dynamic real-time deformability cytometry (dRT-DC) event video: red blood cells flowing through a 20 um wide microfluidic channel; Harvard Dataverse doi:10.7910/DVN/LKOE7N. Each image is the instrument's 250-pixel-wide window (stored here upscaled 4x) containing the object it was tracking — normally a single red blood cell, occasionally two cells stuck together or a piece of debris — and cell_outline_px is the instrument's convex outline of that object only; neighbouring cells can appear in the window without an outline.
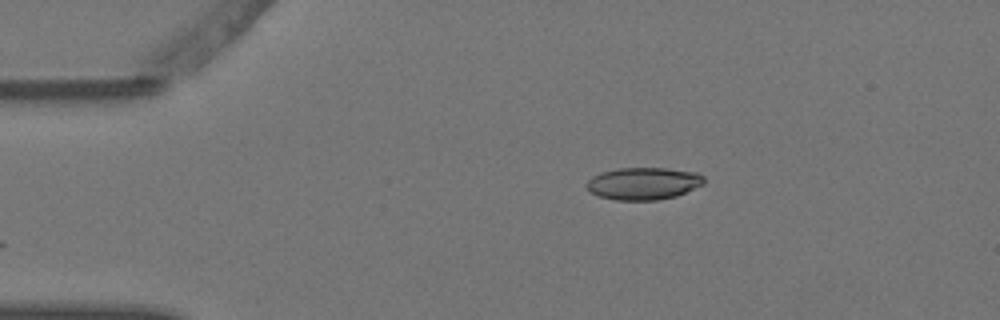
{"species": "Egyptian fruit bat (a non-hibernating species)", "species_latin": "Rousettus aegyptiacus", "temperature_condition": "warm", "stored_images_in_passage": 2, "camera_frame_rate_fps": 3000, "um_per_image_px": 0.085, "animal": {"sex": "female"}, "frame": {"image": 1, "passage_image": 2, "time_ms": 0.333, "image_size_px": [1000, 320], "cell_outline_px": [[704, 184], [676, 196], [656, 200], [616, 200], [600, 196], [588, 192], [584, 184], [592, 176], [600, 172], [616, 168], [668, 168], [696, 172], [704, 176]], "centroid_in_image_um": [54.65, 15.59], "position_along_channel_um": 30.3, "area_um2": 22.31}}